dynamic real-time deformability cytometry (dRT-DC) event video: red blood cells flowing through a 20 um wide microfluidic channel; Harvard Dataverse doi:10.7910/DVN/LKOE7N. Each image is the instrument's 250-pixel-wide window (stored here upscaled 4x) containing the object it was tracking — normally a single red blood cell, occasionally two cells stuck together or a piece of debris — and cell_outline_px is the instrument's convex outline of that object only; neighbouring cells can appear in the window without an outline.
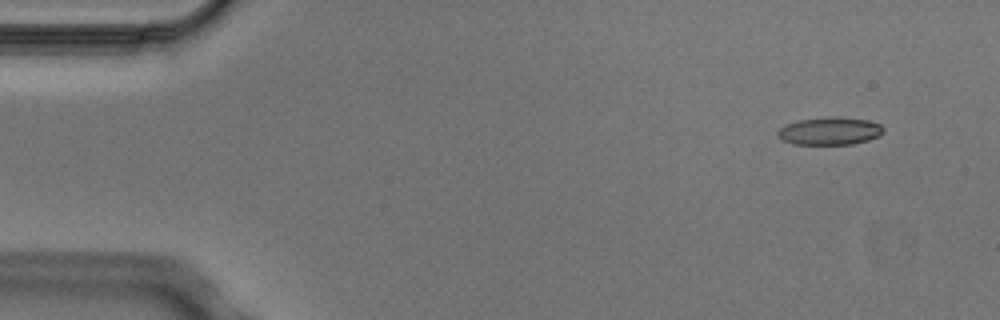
{"species": "Egyptian fruit bat (a non-hibernating species)", "species_latin": "Rousettus aegyptiacus", "temperature_condition": "cold", "stored_images_in_passage": 4, "camera_frame_rate_fps": 3000, "um_per_image_px": 0.085, "animal": {"sex": "male"}, "frame": {"image": 1, "passage_image": 1, "time_ms": 0.0, "image_size_px": [1000, 320], "cell_outline_px": [[884, 132], [880, 136], [868, 140], [852, 144], [792, 144], [776, 136], [776, 132], [784, 124], [800, 120], [828, 116], [836, 116], [868, 120], [880, 124], [884, 128]], "centroid_in_image_um": [70.53, 11.13], "position_along_channel_um": 14.5, "area_um2": 17.28}}
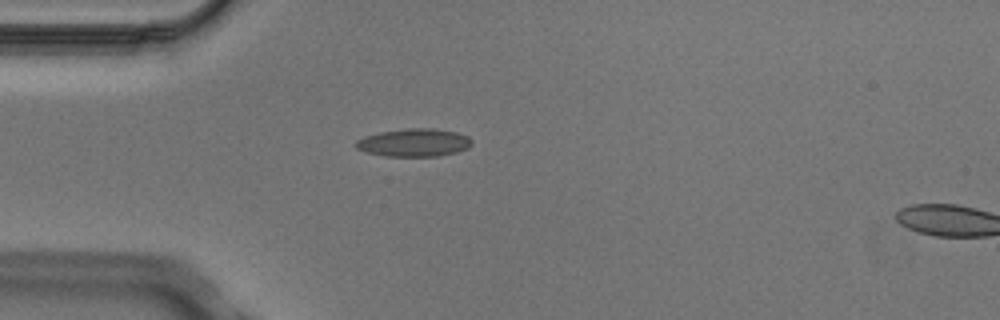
{"frame": {"image": 2, "passage_image": 4, "time_ms": 1.0, "image_size_px": [1000, 320], "cell_outline_px": [[472, 144], [468, 148], [456, 152], [440, 156], [384, 156], [368, 152], [356, 148], [356, 140], [364, 136], [380, 132], [408, 128], [432, 128], [456, 132], [468, 136], [472, 140]], "centroid_in_image_um": [35.21, 12.12], "position_along_channel_um": 49.8, "area_um2": 18.84}}